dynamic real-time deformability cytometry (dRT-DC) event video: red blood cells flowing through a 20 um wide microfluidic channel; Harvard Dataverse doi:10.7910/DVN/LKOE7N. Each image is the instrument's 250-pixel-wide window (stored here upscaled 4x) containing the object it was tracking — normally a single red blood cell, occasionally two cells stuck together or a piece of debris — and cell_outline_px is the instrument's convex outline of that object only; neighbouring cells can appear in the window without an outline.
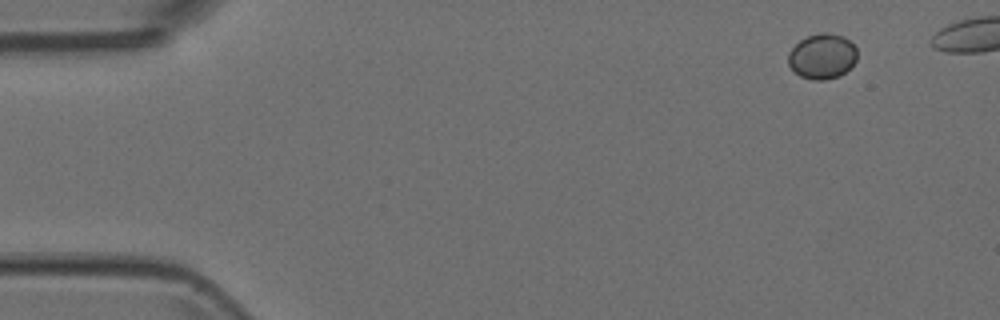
{"species": "Egyptian fruit bat (a non-hibernating species)", "species_latin": "Rousettus aegyptiacus", "temperature_condition": "room temperature", "stored_images_in_passage": 5, "camera_frame_rate_fps": 3000, "um_per_image_px": 0.085, "animal": {"sex": "female"}, "frame": {"image": 1, "passage_image": 1, "time_ms": 0.0, "image_size_px": [1000, 320], "cell_outline_px": [[856, 60], [840, 76], [824, 80], [812, 80], [800, 76], [788, 64], [788, 52], [800, 40], [808, 36], [820, 32], [828, 32], [844, 36], [856, 48]], "centroid_in_image_um": [69.87, 4.78], "position_along_channel_um": 15.1, "area_um2": 18.09}}
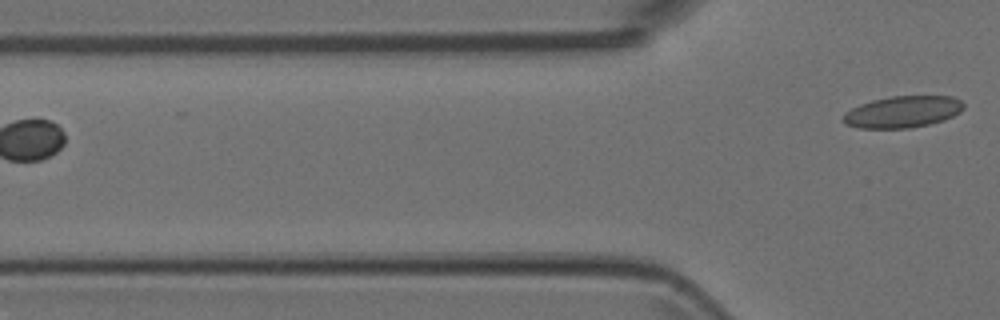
{"frame": {"image": 2, "passage_image": 5, "time_ms": 1.333, "image_size_px": [1000, 320], "cell_outline_px": [[964, 108], [960, 112], [944, 120], [928, 124], [908, 128], [860, 128], [844, 124], [844, 112], [860, 104], [872, 100], [892, 96], [952, 96], [960, 100], [964, 104]], "centroid_in_image_um": [76.73, 9.5], "position_along_channel_um": 49.1, "area_um2": 22.14}}